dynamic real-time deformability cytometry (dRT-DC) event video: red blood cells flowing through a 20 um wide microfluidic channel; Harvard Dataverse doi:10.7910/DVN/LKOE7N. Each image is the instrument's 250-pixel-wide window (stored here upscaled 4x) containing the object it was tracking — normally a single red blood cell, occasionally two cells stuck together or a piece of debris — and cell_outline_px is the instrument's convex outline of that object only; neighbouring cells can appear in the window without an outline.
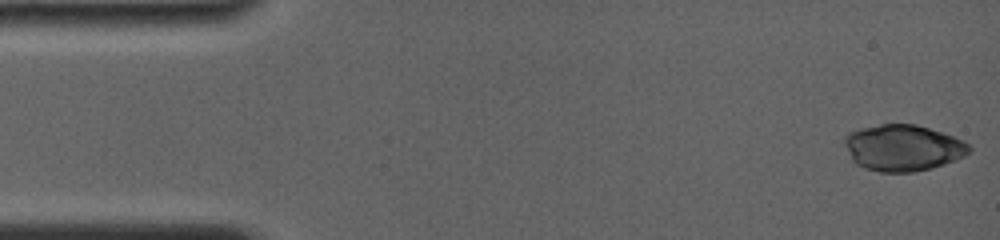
{"species": "common noctule bat (a hibernating species)", "species_latin": "Nyctalus noctula", "temperature_condition": "room temperature", "stored_images_in_passage": 16, "camera_frame_rate_fps": 4000, "um_per_image_px": 0.085, "animal": {"sex": "female", "body_mass_g": 19.0, "forearm_length_mm": 56.7}, "frame": {"image": 1, "passage_image": 1, "time_ms": 0.0, "image_size_px": [1000, 240], "cell_outline_px": [[972, 152], [964, 156], [944, 164], [932, 168], [912, 172], [880, 172], [864, 168], [856, 164], [852, 160], [844, 144], [844, 136], [848, 132], [880, 124], [916, 124], [944, 132], [964, 140], [972, 148]], "centroid_in_image_um": [76.77, 12.56], "position_along_channel_um": 8.2, "area_um2": 33.87}}